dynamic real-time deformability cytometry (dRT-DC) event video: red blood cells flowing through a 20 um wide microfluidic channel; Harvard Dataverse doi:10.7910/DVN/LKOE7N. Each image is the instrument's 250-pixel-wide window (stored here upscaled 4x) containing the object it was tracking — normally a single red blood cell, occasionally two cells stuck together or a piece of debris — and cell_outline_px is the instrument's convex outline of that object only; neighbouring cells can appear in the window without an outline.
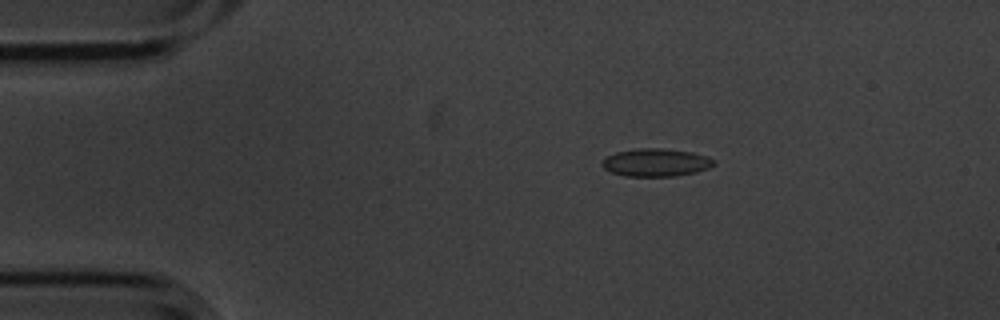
{"species": "common noctule bat (a hibernating species)", "species_latin": "Nyctalus noctula", "temperature_condition": "cold", "stored_images_in_passage": 4, "camera_frame_rate_fps": 3000, "um_per_image_px": 0.085, "animal": {"sex": "male", "body_mass_g": 20.1, "forearm_length_mm": 53.5}, "frame": {"image": 1, "passage_image": 3, "time_ms": 0.667, "image_size_px": [1000, 320], "cell_outline_px": [[716, 164], [708, 168], [696, 172], [676, 176], [624, 176], [612, 172], [604, 168], [600, 164], [608, 156], [616, 152], [636, 148], [660, 148], [692, 152], [708, 156]], "centroid_in_image_um": [55.76, 13.81], "position_along_channel_um": 29.2, "area_um2": 18.09}}